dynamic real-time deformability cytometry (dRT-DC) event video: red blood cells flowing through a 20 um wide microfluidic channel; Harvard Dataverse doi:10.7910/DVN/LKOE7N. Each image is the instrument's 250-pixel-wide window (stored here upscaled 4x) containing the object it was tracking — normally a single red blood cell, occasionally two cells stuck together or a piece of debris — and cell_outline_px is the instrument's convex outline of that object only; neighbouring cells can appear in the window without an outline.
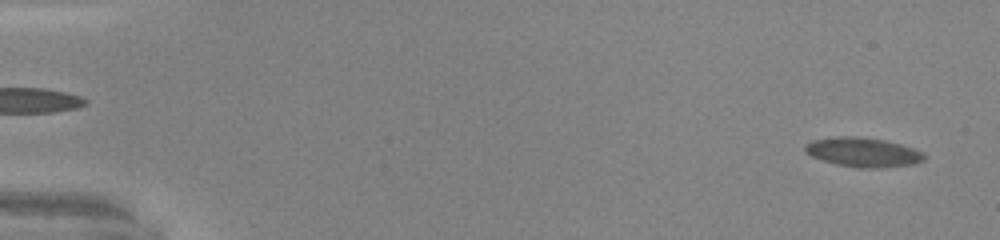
{"species": "common noctule bat (a hibernating species)", "species_latin": "Nyctalus noctula", "temperature_condition": "warm", "stored_images_in_passage": 55, "camera_frame_rate_fps": 3000, "um_per_image_px": 0.085, "animal": {"sex": "male", "body_mass_g": 20.0, "forearm_length_mm": 53.3}, "frame": {"image": 1, "passage_image": 3, "time_ms": 0.667, "image_size_px": [1000, 240], "cell_outline_px": [[924, 160], [916, 164], [872, 168], [856, 168], [836, 164], [812, 156], [804, 152], [804, 144], [812, 140], [836, 136], [856, 136], [884, 140], [900, 144], [924, 152]], "centroid_in_image_um": [73.33, 12.93], "position_along_channel_um": 11.7, "area_um2": 20.4}}
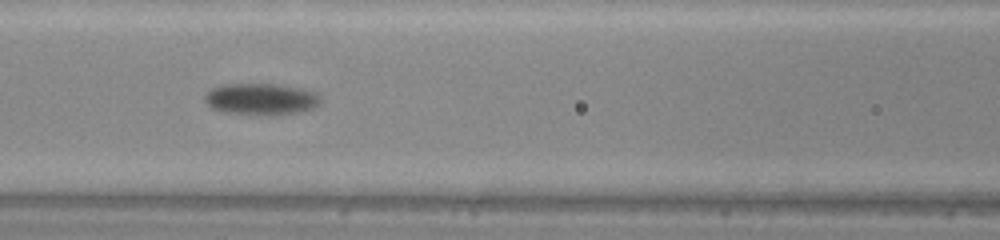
{"frame": {"image": 2, "passage_image": 26, "time_ms": 8.333, "image_size_px": [1000, 240], "cell_outline_px": [[320, 104], [304, 112], [224, 112], [212, 108], [204, 100], [204, 96], [212, 88], [224, 84], [276, 84], [300, 88], [316, 92], [320, 96]], "centroid_in_image_um": [22.2, 8.37], "position_along_channel_um": 144.4, "area_um2": 20.4}}
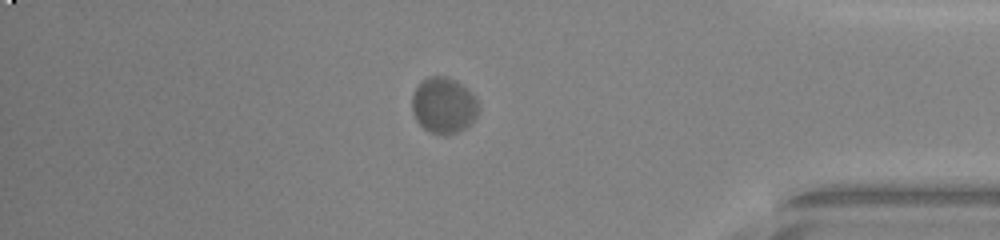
{"frame": {"image": 3, "passage_image": 48, "time_ms": 15.667, "image_size_px": [1000, 240], "cell_outline_px": [[480, 108], [476, 116], [464, 128], [448, 136], [444, 136], [428, 132], [416, 120], [412, 112], [412, 92], [416, 84], [420, 80], [428, 76], [448, 76], [456, 80], [472, 92], [476, 96], [480, 104]], "centroid_in_image_um": [37.69, 8.93], "position_along_channel_um": 397.5, "area_um2": 22.31}, "authors_computed_cell_mechanics": {"area_um2": 20.4612, "velocity_mm_per_s": 3.8208, "shape_relaxation_time_tau1_ms": 6.4521, "shape_relaxation_time_tau2_ms": null, "deformation_change_tau1": 0.1574, "deformation_change_tau2": null}}